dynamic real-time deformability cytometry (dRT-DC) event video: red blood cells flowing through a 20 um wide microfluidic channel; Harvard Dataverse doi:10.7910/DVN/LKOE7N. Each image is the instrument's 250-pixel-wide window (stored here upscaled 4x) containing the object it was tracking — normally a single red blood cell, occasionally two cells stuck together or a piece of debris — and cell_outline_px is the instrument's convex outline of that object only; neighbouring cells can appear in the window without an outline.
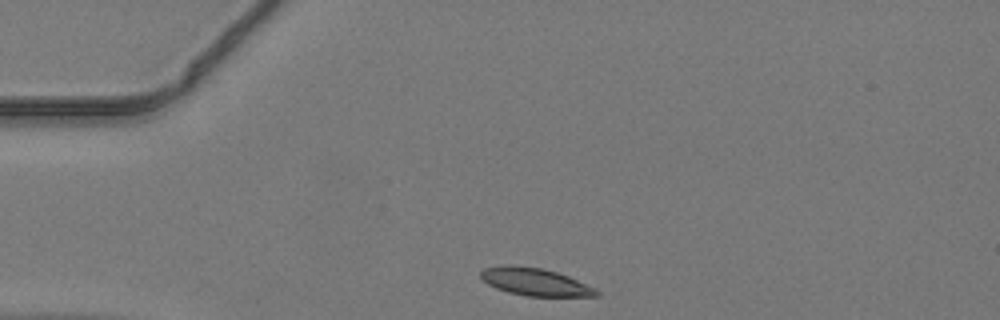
{"species": "common noctule bat (a hibernating species)", "species_latin": "Nyctalus noctula", "temperature_condition": "warm", "stored_images_in_passage": 28, "camera_frame_rate_fps": 3000, "um_per_image_px": 0.085, "animal": {"sex": "male", "body_mass_g": 19.2, "forearm_length_mm": 51.8}, "frame": {"image": 1, "passage_image": 1, "time_ms": 0.0, "image_size_px": [1000, 320], "cell_outline_px": [[600, 296], [528, 296], [508, 292], [496, 288], [488, 284], [480, 276], [480, 272], [484, 268], [504, 264], [512, 264], [540, 268], [556, 272], [568, 276], [596, 288], [600, 292]], "centroid_in_image_um": [45.48, 23.95], "position_along_channel_um": 39.5, "area_um2": 18.61}}
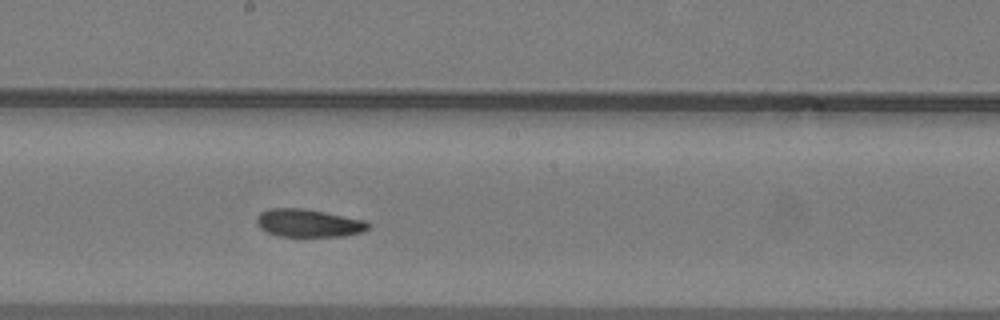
{"frame": {"image": 2, "passage_image": 16, "time_ms": 5.0, "image_size_px": [1000, 320], "cell_outline_px": [[372, 224], [368, 228], [360, 232], [344, 236], [276, 236], [260, 228], [256, 224], [256, 216], [260, 212], [268, 208], [304, 208], [368, 220]], "centroid_in_image_um": [26.22, 18.95], "position_along_channel_um": 222.0, "area_um2": 18.38}}
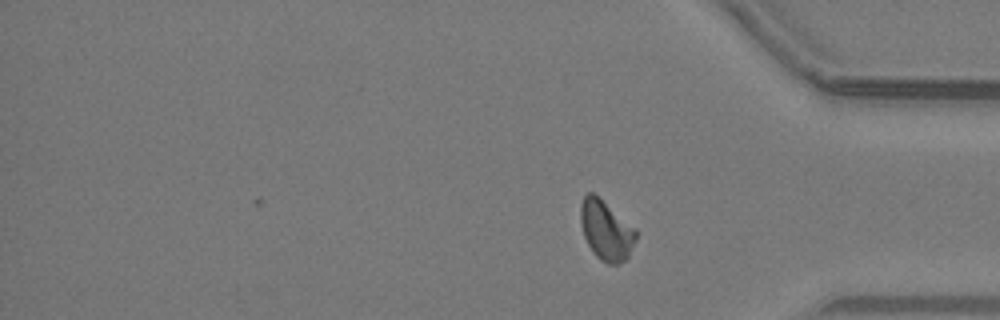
{"frame": {"image": 3, "passage_image": 28, "time_ms": 9.0, "image_size_px": [1000, 320], "cell_outline_px": [[636, 240], [628, 256], [620, 264], [608, 264], [600, 260], [592, 252], [584, 236], [580, 220], [580, 204], [584, 196], [588, 192], [592, 192], [636, 228]], "centroid_in_image_um": [51.51, 19.59], "position_along_channel_um": 383.7, "area_um2": 19.19}}